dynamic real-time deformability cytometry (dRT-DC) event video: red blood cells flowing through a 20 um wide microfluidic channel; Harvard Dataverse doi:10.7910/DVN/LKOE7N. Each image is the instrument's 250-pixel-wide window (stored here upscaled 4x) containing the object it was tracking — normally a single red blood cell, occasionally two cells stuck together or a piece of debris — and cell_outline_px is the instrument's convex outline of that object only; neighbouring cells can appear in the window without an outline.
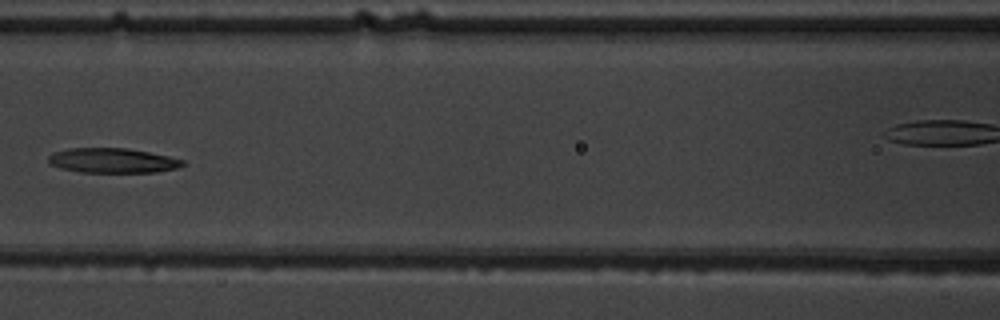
{"species": "common noctule bat (a hibernating species)", "species_latin": "Nyctalus noctula", "temperature_condition": "warm", "stored_images_in_passage": 7, "segment_of_instrument_passage": [1, 2], "camera_frame_rate_fps": 3000, "um_per_image_px": 0.085, "animal": {"sex": "male", "body_mass_g": 19.5, "forearm_length_mm": 54.6}, "frame": {"image": 1, "passage_image": 5, "time_ms": 4.667, "image_size_px": [1000, 320], "cell_outline_px": [[188, 164], [176, 168], [156, 172], [80, 172], [60, 168], [48, 164], [48, 156], [52, 152], [68, 148], [128, 148], [168, 156], [184, 160]], "centroid_in_image_um": [9.54, 13.64], "position_along_channel_um": 157.1, "area_um2": 19.54}}
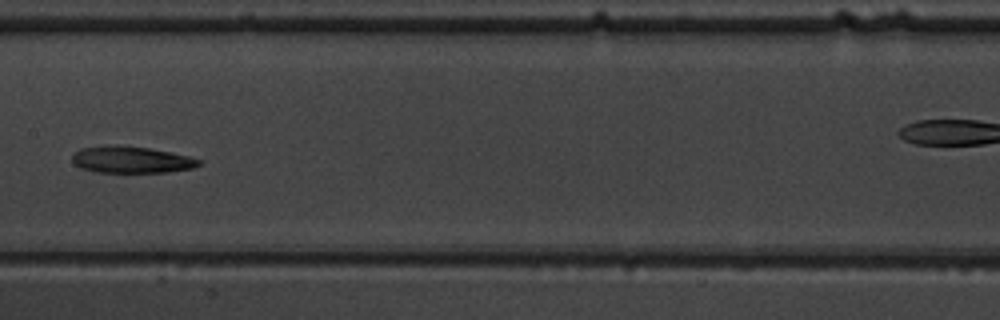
{"frame": {"image": 2, "passage_image": 6, "time_ms": 5.667, "image_size_px": [1000, 320], "cell_outline_px": [[204, 160], [200, 164], [192, 168], [168, 172], [96, 172], [80, 168], [72, 164], [72, 156], [80, 148], [112, 144], [116, 144], [148, 148], [188, 156]], "centroid_in_image_um": [11.12, 13.57], "position_along_channel_um": 196.3, "area_um2": 19.83}}